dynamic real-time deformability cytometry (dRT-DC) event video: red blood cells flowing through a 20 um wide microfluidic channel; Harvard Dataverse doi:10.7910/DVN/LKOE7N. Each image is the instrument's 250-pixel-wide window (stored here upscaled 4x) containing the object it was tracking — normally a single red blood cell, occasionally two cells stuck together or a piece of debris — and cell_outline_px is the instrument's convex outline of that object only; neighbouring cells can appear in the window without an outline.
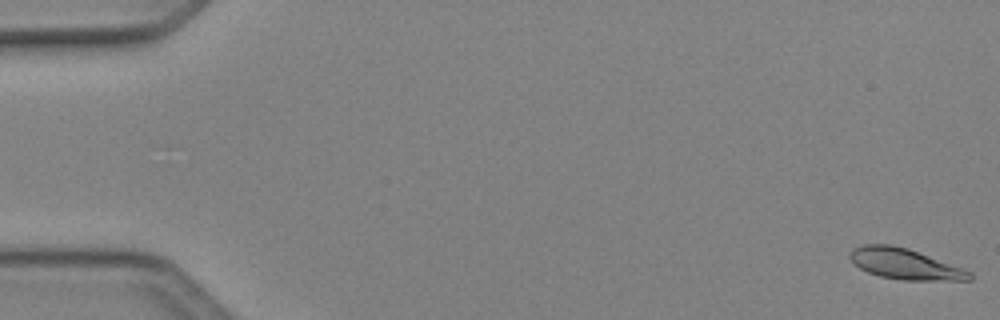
{"species": "Egyptian fruit bat (a non-hibernating species)", "species_latin": "Rousettus aegyptiacus", "temperature_condition": "cold", "stored_images_in_passage": 16, "camera_frame_rate_fps": 3000, "um_per_image_px": 0.085, "animal": {"sex": "female"}, "frame": {"image": 1, "passage_image": 1, "time_ms": 0.0, "image_size_px": [1000, 320], "cell_outline_px": [[972, 280], [900, 280], [880, 276], [868, 272], [860, 268], [848, 256], [856, 248], [864, 244], [892, 244], [908, 248], [972, 272]], "centroid_in_image_um": [76.93, 22.44], "position_along_channel_um": 8.1, "area_um2": 21.1}}
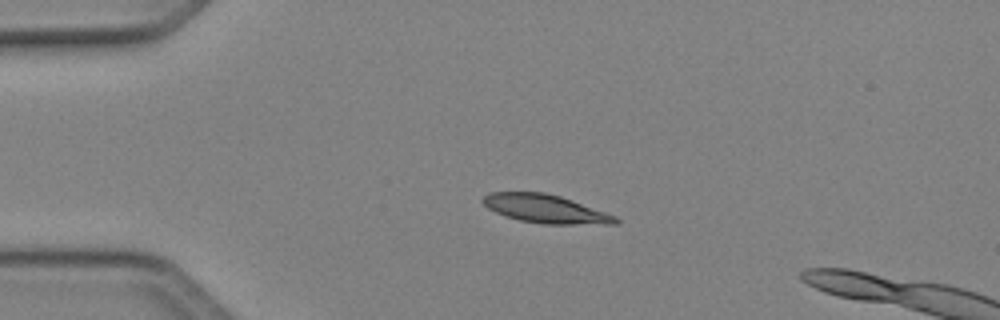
{"frame": {"image": 2, "passage_image": 12, "time_ms": 3.667, "image_size_px": [1000, 320], "cell_outline_px": [[620, 220], [616, 224], [544, 224], [520, 220], [504, 216], [488, 208], [480, 200], [488, 192], [544, 192], [560, 196], [572, 200], [616, 216]], "centroid_in_image_um": [46.34, 17.75], "position_along_channel_um": 38.7, "area_um2": 21.91}}